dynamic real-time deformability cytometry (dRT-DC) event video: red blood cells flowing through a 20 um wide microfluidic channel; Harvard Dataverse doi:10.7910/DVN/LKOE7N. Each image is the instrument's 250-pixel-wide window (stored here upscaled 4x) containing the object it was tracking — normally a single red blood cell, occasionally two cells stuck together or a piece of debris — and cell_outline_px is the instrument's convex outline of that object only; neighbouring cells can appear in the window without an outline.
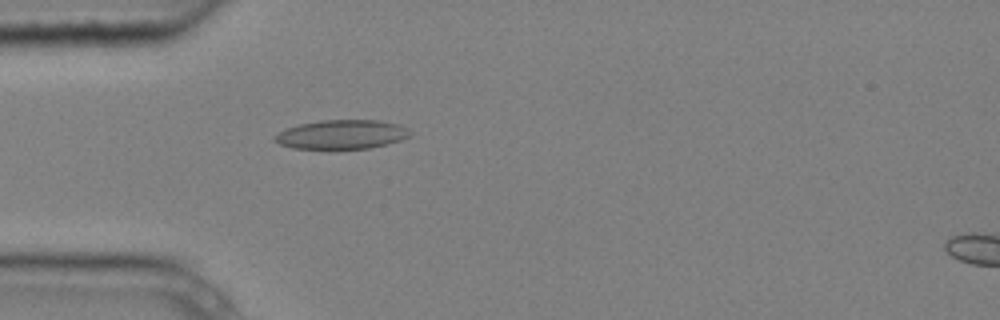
{"species": "common noctule bat (a hibernating species)", "species_latin": "Nyctalus noctula", "temperature_condition": "cold", "stored_images_in_passage": 5, "camera_frame_rate_fps": 3000, "um_per_image_px": 0.085, "animal": {"sex": "male", "body_mass_g": 20.4}, "frame": {"image": 1, "passage_image": 4, "time_ms": 1.0, "image_size_px": [1000, 320], "cell_outline_px": [[412, 136], [400, 140], [372, 148], [332, 152], [292, 148], [280, 144], [272, 140], [272, 136], [284, 128], [300, 124], [320, 120], [380, 120], [400, 124], [408, 128], [412, 132]], "centroid_in_image_um": [29.01, 11.47], "position_along_channel_um": 56.0, "area_um2": 24.33}}